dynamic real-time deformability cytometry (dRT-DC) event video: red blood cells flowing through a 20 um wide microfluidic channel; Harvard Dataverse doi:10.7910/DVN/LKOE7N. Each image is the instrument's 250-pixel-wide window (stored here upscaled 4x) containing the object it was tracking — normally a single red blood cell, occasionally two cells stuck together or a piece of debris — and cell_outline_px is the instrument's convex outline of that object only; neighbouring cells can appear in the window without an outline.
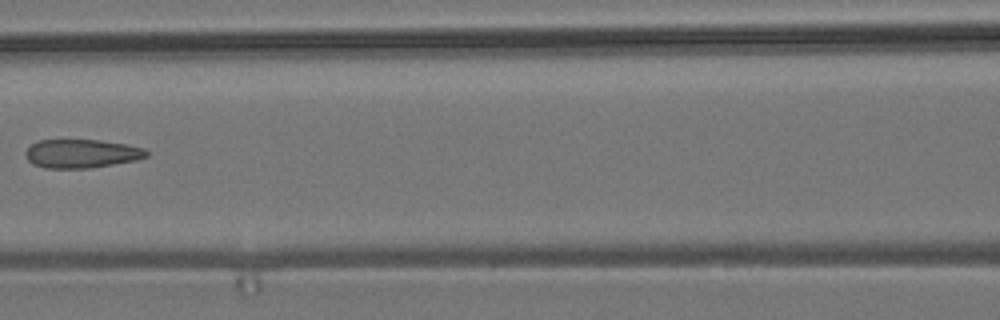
{"species": "common noctule bat (a hibernating species)", "species_latin": "Nyctalus noctula", "temperature_condition": "room temperature", "stored_images_in_passage": 7, "camera_frame_rate_fps": 3000, "um_per_image_px": 0.085, "animal": {"sex": "male", "body_mass_g": 19.2, "forearm_length_mm": 51.8}, "frame": {"image": 1, "passage_image": 7, "time_ms": 7.333, "image_size_px": [1000, 320], "cell_outline_px": [[148, 156], [136, 160], [92, 168], [44, 168], [32, 164], [24, 156], [24, 152], [36, 140], [100, 140], [124, 144], [144, 148], [148, 152]], "centroid_in_image_um": [6.9, 13.06], "position_along_channel_um": 159.7, "area_um2": 20.29}}